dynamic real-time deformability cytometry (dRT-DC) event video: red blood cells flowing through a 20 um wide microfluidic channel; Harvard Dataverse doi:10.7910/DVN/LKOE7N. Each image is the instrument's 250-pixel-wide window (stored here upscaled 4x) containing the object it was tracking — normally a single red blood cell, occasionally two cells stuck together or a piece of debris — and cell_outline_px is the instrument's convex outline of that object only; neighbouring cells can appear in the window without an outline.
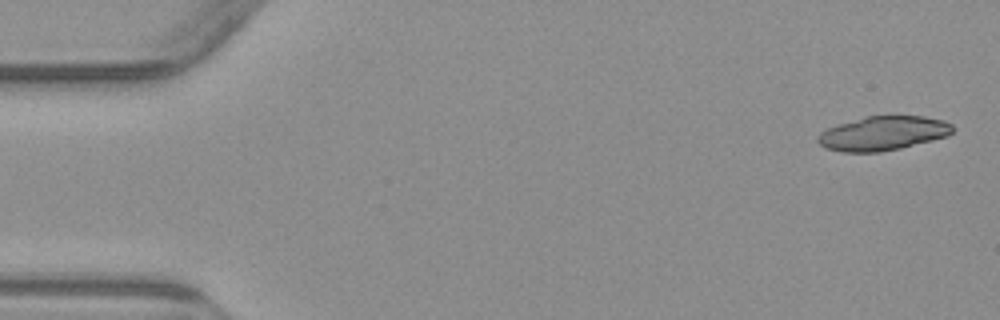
{"species": "common noctule bat (a hibernating species)", "species_latin": "Nyctalus noctula", "temperature_condition": "warm", "stored_images_in_passage": 6, "camera_frame_rate_fps": 3000, "um_per_image_px": 0.085, "animal": {"sex": "male", "body_mass_g": 23.1, "forearm_length_mm": 52.7}, "frame": {"image": 1, "passage_image": 1, "time_ms": 0.0, "image_size_px": [1000, 320], "cell_outline_px": [[952, 132], [948, 136], [900, 148], [880, 152], [844, 152], [824, 148], [816, 140], [816, 136], [820, 132], [836, 124], [864, 116], [924, 116], [944, 120], [952, 124]], "centroid_in_image_um": [75.01, 11.33], "position_along_channel_um": 10.0, "area_um2": 26.99}}